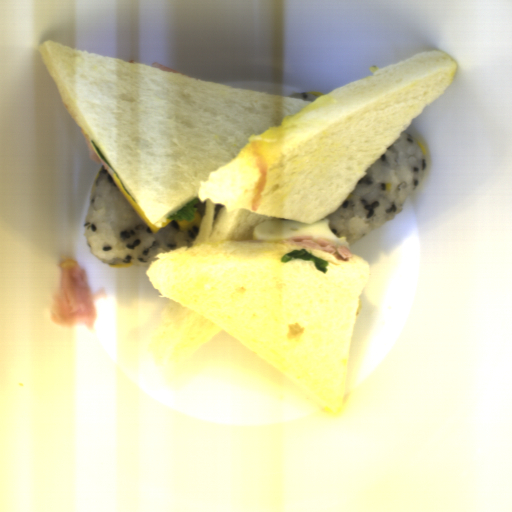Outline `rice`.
Segmentation results:
<instances>
[{"mask_svg":"<svg viewBox=\"0 0 512 512\" xmlns=\"http://www.w3.org/2000/svg\"><path fill=\"white\" fill-rule=\"evenodd\" d=\"M419 140L402 133L365 172L336 211L322 220L349 248L396 217L427 167Z\"/></svg>","mask_w":512,"mask_h":512,"instance_id":"2","label":"rice"},{"mask_svg":"<svg viewBox=\"0 0 512 512\" xmlns=\"http://www.w3.org/2000/svg\"><path fill=\"white\" fill-rule=\"evenodd\" d=\"M207 202L199 199L193 206L200 215L194 228H181L178 219H172L154 233L103 164L93 181L83 236L91 254L108 265L149 266L163 252L192 246L199 235Z\"/></svg>","mask_w":512,"mask_h":512,"instance_id":"1","label":"rice"},{"mask_svg":"<svg viewBox=\"0 0 512 512\" xmlns=\"http://www.w3.org/2000/svg\"><path fill=\"white\" fill-rule=\"evenodd\" d=\"M310 92H300L294 95H290L284 98H291V99H297V100H304V101H314L315 99L319 98L316 95L307 94Z\"/></svg>","mask_w":512,"mask_h":512,"instance_id":"3","label":"rice"}]
</instances>
